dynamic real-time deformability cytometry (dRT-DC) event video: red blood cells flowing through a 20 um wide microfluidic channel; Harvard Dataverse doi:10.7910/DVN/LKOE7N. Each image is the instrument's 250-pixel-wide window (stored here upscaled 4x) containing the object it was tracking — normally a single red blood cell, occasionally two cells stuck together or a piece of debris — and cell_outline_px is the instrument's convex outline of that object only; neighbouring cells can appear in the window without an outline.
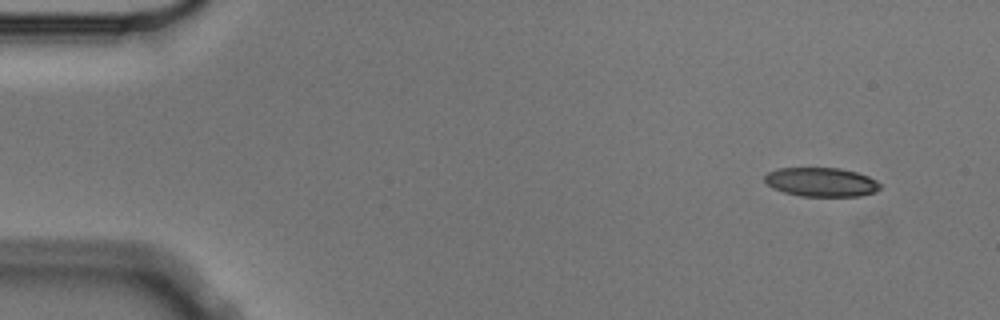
{"species": "Egyptian fruit bat (a non-hibernating species)", "species_latin": "Rousettus aegyptiacus", "temperature_condition": "cold", "stored_images_in_passage": 5, "camera_frame_rate_fps": 3000, "um_per_image_px": 0.085, "animal": {"sex": "male"}, "frame": {"image": 1, "passage_image": 1, "time_ms": 0.0, "image_size_px": [1000, 320], "cell_outline_px": [[880, 188], [876, 192], [860, 196], [800, 196], [784, 192], [772, 188], [764, 180], [764, 176], [768, 172], [776, 168], [840, 168], [856, 172], [868, 176], [876, 180], [880, 184]], "centroid_in_image_um": [69.8, 15.47], "position_along_channel_um": 15.2, "area_um2": 19.59}}